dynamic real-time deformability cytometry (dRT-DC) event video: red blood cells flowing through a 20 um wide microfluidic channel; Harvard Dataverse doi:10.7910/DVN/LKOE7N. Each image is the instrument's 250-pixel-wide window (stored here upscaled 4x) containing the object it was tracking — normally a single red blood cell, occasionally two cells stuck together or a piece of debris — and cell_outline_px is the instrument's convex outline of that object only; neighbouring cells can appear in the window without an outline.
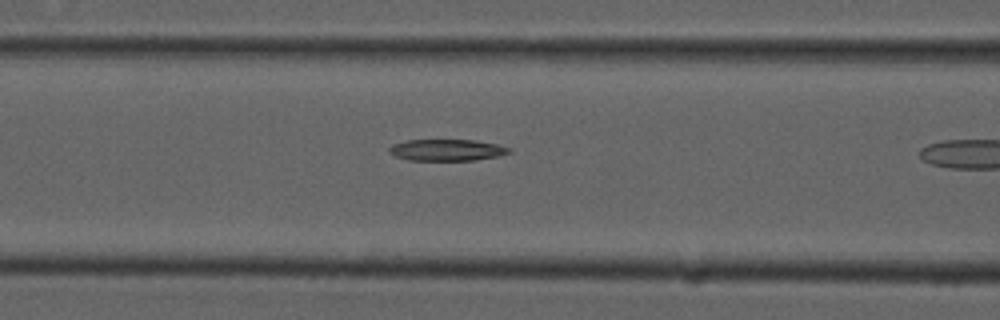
{"species": "common noctule bat (a hibernating species)", "species_latin": "Nyctalus noctula", "temperature_condition": "cold", "stored_images_in_passage": 17, "camera_frame_rate_fps": 3000, "um_per_image_px": 0.085, "animal": {"sex": "male", "forearm_length_mm": 52.5}, "frame": {"image": 1, "passage_image": 12, "time_ms": 3.667, "image_size_px": [1000, 320], "cell_outline_px": [[512, 152], [500, 156], [476, 160], [408, 160], [396, 156], [388, 152], [388, 148], [392, 144], [408, 140], [476, 140], [496, 144], [512, 148]], "centroid_in_image_um": [38.01, 12.75], "position_along_channel_um": 128.6, "area_um2": 15.14}}
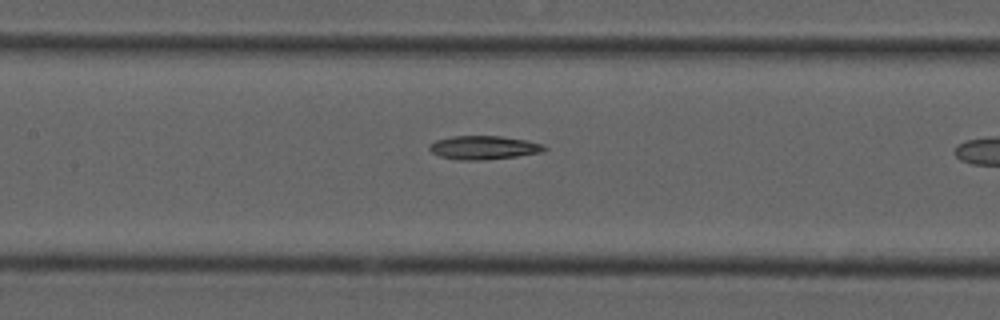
{"frame": {"image": 2, "passage_image": 15, "time_ms": 4.667, "image_size_px": [1000, 320], "cell_outline_px": [[548, 148], [540, 152], [516, 156], [480, 160], [456, 160], [440, 156], [432, 152], [428, 148], [428, 144], [436, 140], [452, 136], [500, 136], [524, 140], [544, 144]], "centroid_in_image_um": [41.07, 12.54], "position_along_channel_um": 166.3, "area_um2": 15.72}}